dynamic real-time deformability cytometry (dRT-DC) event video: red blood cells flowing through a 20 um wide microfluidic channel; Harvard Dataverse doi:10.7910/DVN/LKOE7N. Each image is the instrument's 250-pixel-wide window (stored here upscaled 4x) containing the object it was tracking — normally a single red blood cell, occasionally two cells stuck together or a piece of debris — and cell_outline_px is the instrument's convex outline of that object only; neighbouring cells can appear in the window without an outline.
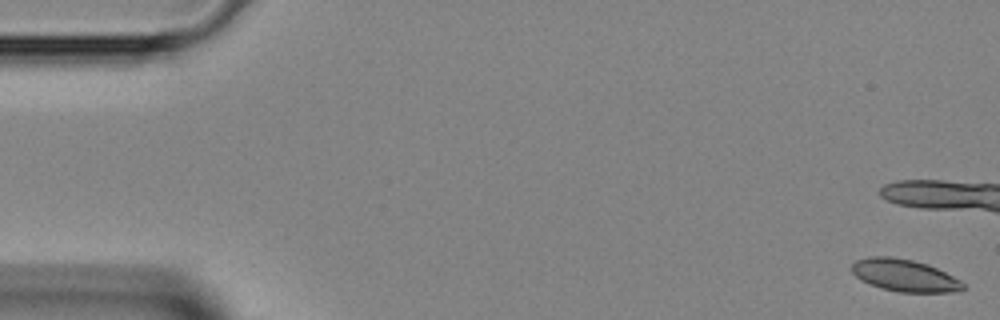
{"species": "Egyptian fruit bat (a non-hibernating species)", "species_latin": "Rousettus aegyptiacus", "temperature_condition": "room temperature", "stored_images_in_passage": 11, "camera_frame_rate_fps": 3000, "um_per_image_px": 0.085, "animal": {"sex": "female"}, "frame": {"image": 1, "passage_image": 1, "time_ms": 0.0, "image_size_px": [1000, 320], "cell_outline_px": [[964, 288], [960, 292], [900, 292], [884, 288], [860, 280], [852, 272], [852, 264], [856, 260], [868, 256], [892, 256], [912, 260], [928, 264], [960, 280], [964, 284]], "centroid_in_image_um": [76.89, 23.4], "position_along_channel_um": 8.1, "area_um2": 20.75}}